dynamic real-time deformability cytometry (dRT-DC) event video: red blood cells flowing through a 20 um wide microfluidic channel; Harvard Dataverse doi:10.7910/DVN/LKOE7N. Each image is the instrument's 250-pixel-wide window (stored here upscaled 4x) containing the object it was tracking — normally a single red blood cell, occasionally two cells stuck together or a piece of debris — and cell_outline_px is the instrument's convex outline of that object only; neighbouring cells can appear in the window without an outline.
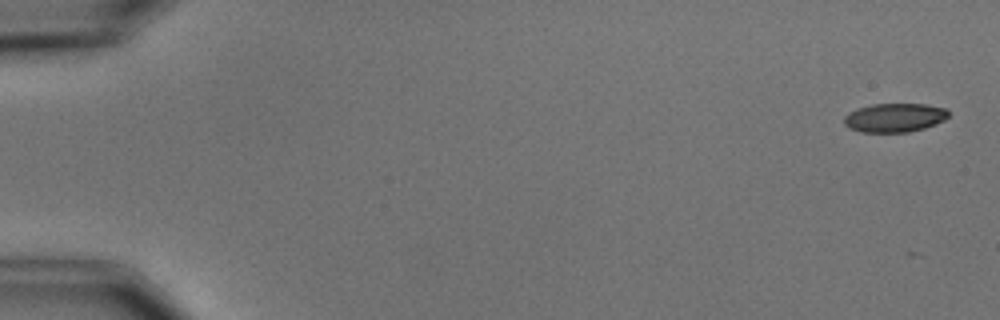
{"species": "common noctule bat (a hibernating species)", "species_latin": "Nyctalus noctula", "temperature_condition": "cold", "stored_images_in_passage": 6, "camera_frame_rate_fps": 3000, "um_per_image_px": 0.085, "animal": {"sex": "male", "body_mass_g": 15.6}, "frame": {"image": 1, "passage_image": 1, "time_ms": 0.0, "image_size_px": [1000, 320], "cell_outline_px": [[948, 116], [944, 120], [936, 124], [924, 128], [908, 132], [860, 132], [848, 128], [844, 124], [844, 116], [848, 112], [856, 108], [872, 104], [924, 104], [948, 108]], "centroid_in_image_um": [76.02, 10.0], "position_along_channel_um": 9.0, "area_um2": 17.74}}